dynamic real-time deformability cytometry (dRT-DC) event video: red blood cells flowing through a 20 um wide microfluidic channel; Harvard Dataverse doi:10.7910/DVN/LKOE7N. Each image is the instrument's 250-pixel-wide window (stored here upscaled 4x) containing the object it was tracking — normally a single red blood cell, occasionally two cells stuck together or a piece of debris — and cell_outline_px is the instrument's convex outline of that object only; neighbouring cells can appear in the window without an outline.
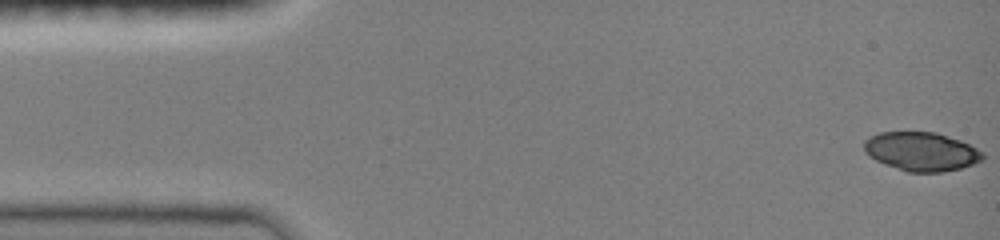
{"species": "common noctule bat (a hibernating species)", "species_latin": "Nyctalus noctula", "temperature_condition": "room temperature", "stored_images_in_passage": 22, "camera_frame_rate_fps": 3000, "um_per_image_px": 0.085, "animal": {"sex": "female", "body_mass_g": 19.0, "forearm_length_mm": 51.5}, "frame": {"image": 1, "passage_image": 1, "time_ms": 0.0, "image_size_px": [1000, 240], "cell_outline_px": [[984, 160], [960, 168], [940, 172], [908, 172], [884, 164], [868, 156], [864, 152], [864, 140], [868, 136], [880, 132], [936, 132], [960, 140], [984, 152]], "centroid_in_image_um": [78.29, 12.87], "position_along_channel_um": 6.7, "area_um2": 26.93}}
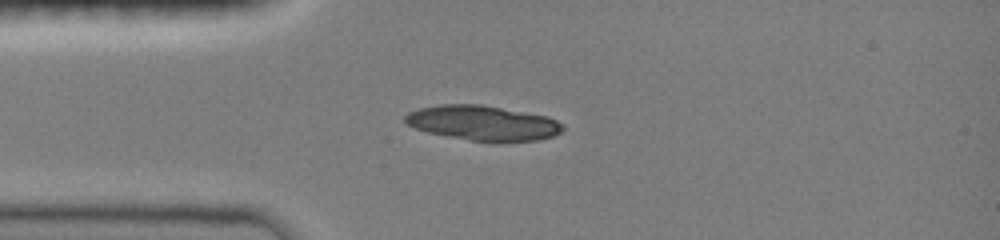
{"frame": {"image": 2, "passage_image": 14, "time_ms": 3.667, "image_size_px": [1000, 240], "cell_outline_px": [[564, 128], [560, 132], [552, 136], [540, 140], [496, 144], [492, 144], [448, 136], [428, 132], [416, 128], [408, 124], [404, 120], [404, 116], [408, 112], [420, 108], [440, 104], [480, 104], [548, 116], [564, 124]], "centroid_in_image_um": [41.09, 10.48], "position_along_channel_um": 43.9, "area_um2": 32.6}}